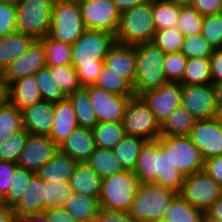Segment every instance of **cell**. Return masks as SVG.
Listing matches in <instances>:
<instances>
[{
	"instance_id": "obj_37",
	"label": "cell",
	"mask_w": 222,
	"mask_h": 222,
	"mask_svg": "<svg viewBox=\"0 0 222 222\" xmlns=\"http://www.w3.org/2000/svg\"><path fill=\"white\" fill-rule=\"evenodd\" d=\"M180 7V5L167 0H152V17L156 31L176 27Z\"/></svg>"
},
{
	"instance_id": "obj_61",
	"label": "cell",
	"mask_w": 222,
	"mask_h": 222,
	"mask_svg": "<svg viewBox=\"0 0 222 222\" xmlns=\"http://www.w3.org/2000/svg\"><path fill=\"white\" fill-rule=\"evenodd\" d=\"M8 95V84L3 77L0 76V106L8 102Z\"/></svg>"
},
{
	"instance_id": "obj_58",
	"label": "cell",
	"mask_w": 222,
	"mask_h": 222,
	"mask_svg": "<svg viewBox=\"0 0 222 222\" xmlns=\"http://www.w3.org/2000/svg\"><path fill=\"white\" fill-rule=\"evenodd\" d=\"M206 222H222V194L205 212Z\"/></svg>"
},
{
	"instance_id": "obj_1",
	"label": "cell",
	"mask_w": 222,
	"mask_h": 222,
	"mask_svg": "<svg viewBox=\"0 0 222 222\" xmlns=\"http://www.w3.org/2000/svg\"><path fill=\"white\" fill-rule=\"evenodd\" d=\"M115 42V35L110 32L86 29L71 45V65L77 70L82 87L95 84L104 59Z\"/></svg>"
},
{
	"instance_id": "obj_34",
	"label": "cell",
	"mask_w": 222,
	"mask_h": 222,
	"mask_svg": "<svg viewBox=\"0 0 222 222\" xmlns=\"http://www.w3.org/2000/svg\"><path fill=\"white\" fill-rule=\"evenodd\" d=\"M144 139L126 135L113 149V153L120 162L123 170L134 171L139 151Z\"/></svg>"
},
{
	"instance_id": "obj_10",
	"label": "cell",
	"mask_w": 222,
	"mask_h": 222,
	"mask_svg": "<svg viewBox=\"0 0 222 222\" xmlns=\"http://www.w3.org/2000/svg\"><path fill=\"white\" fill-rule=\"evenodd\" d=\"M179 194L194 208L206 212L222 194V186L202 170L184 177Z\"/></svg>"
},
{
	"instance_id": "obj_64",
	"label": "cell",
	"mask_w": 222,
	"mask_h": 222,
	"mask_svg": "<svg viewBox=\"0 0 222 222\" xmlns=\"http://www.w3.org/2000/svg\"><path fill=\"white\" fill-rule=\"evenodd\" d=\"M180 6L191 5L193 0H167Z\"/></svg>"
},
{
	"instance_id": "obj_18",
	"label": "cell",
	"mask_w": 222,
	"mask_h": 222,
	"mask_svg": "<svg viewBox=\"0 0 222 222\" xmlns=\"http://www.w3.org/2000/svg\"><path fill=\"white\" fill-rule=\"evenodd\" d=\"M23 129L31 135L50 136L54 121V103L40 101L21 110Z\"/></svg>"
},
{
	"instance_id": "obj_17",
	"label": "cell",
	"mask_w": 222,
	"mask_h": 222,
	"mask_svg": "<svg viewBox=\"0 0 222 222\" xmlns=\"http://www.w3.org/2000/svg\"><path fill=\"white\" fill-rule=\"evenodd\" d=\"M45 66V50L42 42L36 39L24 54L10 63L2 77L9 86L18 79L35 75Z\"/></svg>"
},
{
	"instance_id": "obj_19",
	"label": "cell",
	"mask_w": 222,
	"mask_h": 222,
	"mask_svg": "<svg viewBox=\"0 0 222 222\" xmlns=\"http://www.w3.org/2000/svg\"><path fill=\"white\" fill-rule=\"evenodd\" d=\"M104 65L133 86L136 77L135 45H122L115 42L104 59Z\"/></svg>"
},
{
	"instance_id": "obj_12",
	"label": "cell",
	"mask_w": 222,
	"mask_h": 222,
	"mask_svg": "<svg viewBox=\"0 0 222 222\" xmlns=\"http://www.w3.org/2000/svg\"><path fill=\"white\" fill-rule=\"evenodd\" d=\"M85 88L88 90L98 123L123 122L126 106L132 96L115 94L94 85Z\"/></svg>"
},
{
	"instance_id": "obj_53",
	"label": "cell",
	"mask_w": 222,
	"mask_h": 222,
	"mask_svg": "<svg viewBox=\"0 0 222 222\" xmlns=\"http://www.w3.org/2000/svg\"><path fill=\"white\" fill-rule=\"evenodd\" d=\"M18 165L13 162L0 161V192L5 197L9 192L13 172Z\"/></svg>"
},
{
	"instance_id": "obj_6",
	"label": "cell",
	"mask_w": 222,
	"mask_h": 222,
	"mask_svg": "<svg viewBox=\"0 0 222 222\" xmlns=\"http://www.w3.org/2000/svg\"><path fill=\"white\" fill-rule=\"evenodd\" d=\"M55 0H19L16 4L17 31L39 40L49 34Z\"/></svg>"
},
{
	"instance_id": "obj_49",
	"label": "cell",
	"mask_w": 222,
	"mask_h": 222,
	"mask_svg": "<svg viewBox=\"0 0 222 222\" xmlns=\"http://www.w3.org/2000/svg\"><path fill=\"white\" fill-rule=\"evenodd\" d=\"M46 209L62 207L72 195L69 182L46 183Z\"/></svg>"
},
{
	"instance_id": "obj_20",
	"label": "cell",
	"mask_w": 222,
	"mask_h": 222,
	"mask_svg": "<svg viewBox=\"0 0 222 222\" xmlns=\"http://www.w3.org/2000/svg\"><path fill=\"white\" fill-rule=\"evenodd\" d=\"M45 181L35 174L24 190L22 198L13 207L16 216H28L46 210Z\"/></svg>"
},
{
	"instance_id": "obj_8",
	"label": "cell",
	"mask_w": 222,
	"mask_h": 222,
	"mask_svg": "<svg viewBox=\"0 0 222 222\" xmlns=\"http://www.w3.org/2000/svg\"><path fill=\"white\" fill-rule=\"evenodd\" d=\"M123 126L126 135L140 137L145 141L161 137L160 124L141 96L130 97L123 117Z\"/></svg>"
},
{
	"instance_id": "obj_47",
	"label": "cell",
	"mask_w": 222,
	"mask_h": 222,
	"mask_svg": "<svg viewBox=\"0 0 222 222\" xmlns=\"http://www.w3.org/2000/svg\"><path fill=\"white\" fill-rule=\"evenodd\" d=\"M214 48L209 44V42L202 36V34H197L193 36L184 37L182 43L181 53L187 59L193 58H209L213 52Z\"/></svg>"
},
{
	"instance_id": "obj_4",
	"label": "cell",
	"mask_w": 222,
	"mask_h": 222,
	"mask_svg": "<svg viewBox=\"0 0 222 222\" xmlns=\"http://www.w3.org/2000/svg\"><path fill=\"white\" fill-rule=\"evenodd\" d=\"M155 31L152 0H148L141 5L121 12L115 40L122 45L152 42Z\"/></svg>"
},
{
	"instance_id": "obj_44",
	"label": "cell",
	"mask_w": 222,
	"mask_h": 222,
	"mask_svg": "<svg viewBox=\"0 0 222 222\" xmlns=\"http://www.w3.org/2000/svg\"><path fill=\"white\" fill-rule=\"evenodd\" d=\"M29 133L22 129L0 143V161L16 163L24 149Z\"/></svg>"
},
{
	"instance_id": "obj_59",
	"label": "cell",
	"mask_w": 222,
	"mask_h": 222,
	"mask_svg": "<svg viewBox=\"0 0 222 222\" xmlns=\"http://www.w3.org/2000/svg\"><path fill=\"white\" fill-rule=\"evenodd\" d=\"M120 12L141 5L148 0H112Z\"/></svg>"
},
{
	"instance_id": "obj_2",
	"label": "cell",
	"mask_w": 222,
	"mask_h": 222,
	"mask_svg": "<svg viewBox=\"0 0 222 222\" xmlns=\"http://www.w3.org/2000/svg\"><path fill=\"white\" fill-rule=\"evenodd\" d=\"M136 77L133 92L140 96L146 91L157 89L168 83L164 71L165 53L153 42L135 45Z\"/></svg>"
},
{
	"instance_id": "obj_35",
	"label": "cell",
	"mask_w": 222,
	"mask_h": 222,
	"mask_svg": "<svg viewBox=\"0 0 222 222\" xmlns=\"http://www.w3.org/2000/svg\"><path fill=\"white\" fill-rule=\"evenodd\" d=\"M95 147L111 149L126 136L123 122L98 123L93 129Z\"/></svg>"
},
{
	"instance_id": "obj_15",
	"label": "cell",
	"mask_w": 222,
	"mask_h": 222,
	"mask_svg": "<svg viewBox=\"0 0 222 222\" xmlns=\"http://www.w3.org/2000/svg\"><path fill=\"white\" fill-rule=\"evenodd\" d=\"M203 160L222 155V127L215 118L197 120L188 134Z\"/></svg>"
},
{
	"instance_id": "obj_22",
	"label": "cell",
	"mask_w": 222,
	"mask_h": 222,
	"mask_svg": "<svg viewBox=\"0 0 222 222\" xmlns=\"http://www.w3.org/2000/svg\"><path fill=\"white\" fill-rule=\"evenodd\" d=\"M78 123L72 102L67 98L54 103V121L49 138L59 147Z\"/></svg>"
},
{
	"instance_id": "obj_66",
	"label": "cell",
	"mask_w": 222,
	"mask_h": 222,
	"mask_svg": "<svg viewBox=\"0 0 222 222\" xmlns=\"http://www.w3.org/2000/svg\"><path fill=\"white\" fill-rule=\"evenodd\" d=\"M11 222H26V216L21 217V216H14L11 220Z\"/></svg>"
},
{
	"instance_id": "obj_16",
	"label": "cell",
	"mask_w": 222,
	"mask_h": 222,
	"mask_svg": "<svg viewBox=\"0 0 222 222\" xmlns=\"http://www.w3.org/2000/svg\"><path fill=\"white\" fill-rule=\"evenodd\" d=\"M59 151L49 136L29 134L17 162L18 167L37 172Z\"/></svg>"
},
{
	"instance_id": "obj_69",
	"label": "cell",
	"mask_w": 222,
	"mask_h": 222,
	"mask_svg": "<svg viewBox=\"0 0 222 222\" xmlns=\"http://www.w3.org/2000/svg\"><path fill=\"white\" fill-rule=\"evenodd\" d=\"M6 205L5 202V197L3 196V194L0 192V207Z\"/></svg>"
},
{
	"instance_id": "obj_46",
	"label": "cell",
	"mask_w": 222,
	"mask_h": 222,
	"mask_svg": "<svg viewBox=\"0 0 222 222\" xmlns=\"http://www.w3.org/2000/svg\"><path fill=\"white\" fill-rule=\"evenodd\" d=\"M203 16L191 5L180 7L177 28L185 37L202 34Z\"/></svg>"
},
{
	"instance_id": "obj_21",
	"label": "cell",
	"mask_w": 222,
	"mask_h": 222,
	"mask_svg": "<svg viewBox=\"0 0 222 222\" xmlns=\"http://www.w3.org/2000/svg\"><path fill=\"white\" fill-rule=\"evenodd\" d=\"M134 174L140 184L155 183L159 172V140L145 141L140 148Z\"/></svg>"
},
{
	"instance_id": "obj_70",
	"label": "cell",
	"mask_w": 222,
	"mask_h": 222,
	"mask_svg": "<svg viewBox=\"0 0 222 222\" xmlns=\"http://www.w3.org/2000/svg\"><path fill=\"white\" fill-rule=\"evenodd\" d=\"M55 1H60V2H70V3H80L83 0H55Z\"/></svg>"
},
{
	"instance_id": "obj_28",
	"label": "cell",
	"mask_w": 222,
	"mask_h": 222,
	"mask_svg": "<svg viewBox=\"0 0 222 222\" xmlns=\"http://www.w3.org/2000/svg\"><path fill=\"white\" fill-rule=\"evenodd\" d=\"M162 222H206L205 212L194 208L177 194L165 211Z\"/></svg>"
},
{
	"instance_id": "obj_32",
	"label": "cell",
	"mask_w": 222,
	"mask_h": 222,
	"mask_svg": "<svg viewBox=\"0 0 222 222\" xmlns=\"http://www.w3.org/2000/svg\"><path fill=\"white\" fill-rule=\"evenodd\" d=\"M86 163L101 179L123 171L120 162L111 149L95 147L94 152L90 155Z\"/></svg>"
},
{
	"instance_id": "obj_42",
	"label": "cell",
	"mask_w": 222,
	"mask_h": 222,
	"mask_svg": "<svg viewBox=\"0 0 222 222\" xmlns=\"http://www.w3.org/2000/svg\"><path fill=\"white\" fill-rule=\"evenodd\" d=\"M184 37L177 27H172L155 31L152 42L165 54L176 53L181 51Z\"/></svg>"
},
{
	"instance_id": "obj_38",
	"label": "cell",
	"mask_w": 222,
	"mask_h": 222,
	"mask_svg": "<svg viewBox=\"0 0 222 222\" xmlns=\"http://www.w3.org/2000/svg\"><path fill=\"white\" fill-rule=\"evenodd\" d=\"M45 50L46 66L71 65V45L54 40L48 35L39 39Z\"/></svg>"
},
{
	"instance_id": "obj_39",
	"label": "cell",
	"mask_w": 222,
	"mask_h": 222,
	"mask_svg": "<svg viewBox=\"0 0 222 222\" xmlns=\"http://www.w3.org/2000/svg\"><path fill=\"white\" fill-rule=\"evenodd\" d=\"M94 86L122 96H134L133 86L119 74L110 71L105 65Z\"/></svg>"
},
{
	"instance_id": "obj_27",
	"label": "cell",
	"mask_w": 222,
	"mask_h": 222,
	"mask_svg": "<svg viewBox=\"0 0 222 222\" xmlns=\"http://www.w3.org/2000/svg\"><path fill=\"white\" fill-rule=\"evenodd\" d=\"M35 40L34 37L18 31L0 37V69L4 71L12 61L24 54Z\"/></svg>"
},
{
	"instance_id": "obj_25",
	"label": "cell",
	"mask_w": 222,
	"mask_h": 222,
	"mask_svg": "<svg viewBox=\"0 0 222 222\" xmlns=\"http://www.w3.org/2000/svg\"><path fill=\"white\" fill-rule=\"evenodd\" d=\"M78 161L58 151L36 174L46 183L69 182Z\"/></svg>"
},
{
	"instance_id": "obj_11",
	"label": "cell",
	"mask_w": 222,
	"mask_h": 222,
	"mask_svg": "<svg viewBox=\"0 0 222 222\" xmlns=\"http://www.w3.org/2000/svg\"><path fill=\"white\" fill-rule=\"evenodd\" d=\"M79 5L86 29L103 30L116 35L121 12L112 0H83Z\"/></svg>"
},
{
	"instance_id": "obj_26",
	"label": "cell",
	"mask_w": 222,
	"mask_h": 222,
	"mask_svg": "<svg viewBox=\"0 0 222 222\" xmlns=\"http://www.w3.org/2000/svg\"><path fill=\"white\" fill-rule=\"evenodd\" d=\"M101 181L102 179L86 162H78L69 184L73 193L98 200L101 192Z\"/></svg>"
},
{
	"instance_id": "obj_30",
	"label": "cell",
	"mask_w": 222,
	"mask_h": 222,
	"mask_svg": "<svg viewBox=\"0 0 222 222\" xmlns=\"http://www.w3.org/2000/svg\"><path fill=\"white\" fill-rule=\"evenodd\" d=\"M196 121L180 104L160 125L161 136H188Z\"/></svg>"
},
{
	"instance_id": "obj_24",
	"label": "cell",
	"mask_w": 222,
	"mask_h": 222,
	"mask_svg": "<svg viewBox=\"0 0 222 222\" xmlns=\"http://www.w3.org/2000/svg\"><path fill=\"white\" fill-rule=\"evenodd\" d=\"M8 92V101L20 111L43 100L34 75L12 82Z\"/></svg>"
},
{
	"instance_id": "obj_60",
	"label": "cell",
	"mask_w": 222,
	"mask_h": 222,
	"mask_svg": "<svg viewBox=\"0 0 222 222\" xmlns=\"http://www.w3.org/2000/svg\"><path fill=\"white\" fill-rule=\"evenodd\" d=\"M14 216L13 207L6 205L0 207V222H11Z\"/></svg>"
},
{
	"instance_id": "obj_51",
	"label": "cell",
	"mask_w": 222,
	"mask_h": 222,
	"mask_svg": "<svg viewBox=\"0 0 222 222\" xmlns=\"http://www.w3.org/2000/svg\"><path fill=\"white\" fill-rule=\"evenodd\" d=\"M17 31V11L15 4H0V37Z\"/></svg>"
},
{
	"instance_id": "obj_5",
	"label": "cell",
	"mask_w": 222,
	"mask_h": 222,
	"mask_svg": "<svg viewBox=\"0 0 222 222\" xmlns=\"http://www.w3.org/2000/svg\"><path fill=\"white\" fill-rule=\"evenodd\" d=\"M140 183L133 171L123 170L101 181L100 208L128 211Z\"/></svg>"
},
{
	"instance_id": "obj_9",
	"label": "cell",
	"mask_w": 222,
	"mask_h": 222,
	"mask_svg": "<svg viewBox=\"0 0 222 222\" xmlns=\"http://www.w3.org/2000/svg\"><path fill=\"white\" fill-rule=\"evenodd\" d=\"M158 140L161 147L169 152L172 165L184 177L203 170L201 153L188 136H161Z\"/></svg>"
},
{
	"instance_id": "obj_63",
	"label": "cell",
	"mask_w": 222,
	"mask_h": 222,
	"mask_svg": "<svg viewBox=\"0 0 222 222\" xmlns=\"http://www.w3.org/2000/svg\"><path fill=\"white\" fill-rule=\"evenodd\" d=\"M26 222H47V218L42 212L26 216Z\"/></svg>"
},
{
	"instance_id": "obj_68",
	"label": "cell",
	"mask_w": 222,
	"mask_h": 222,
	"mask_svg": "<svg viewBox=\"0 0 222 222\" xmlns=\"http://www.w3.org/2000/svg\"><path fill=\"white\" fill-rule=\"evenodd\" d=\"M19 0H0V4H17Z\"/></svg>"
},
{
	"instance_id": "obj_40",
	"label": "cell",
	"mask_w": 222,
	"mask_h": 222,
	"mask_svg": "<svg viewBox=\"0 0 222 222\" xmlns=\"http://www.w3.org/2000/svg\"><path fill=\"white\" fill-rule=\"evenodd\" d=\"M22 129L21 111L9 101L0 106V143Z\"/></svg>"
},
{
	"instance_id": "obj_13",
	"label": "cell",
	"mask_w": 222,
	"mask_h": 222,
	"mask_svg": "<svg viewBox=\"0 0 222 222\" xmlns=\"http://www.w3.org/2000/svg\"><path fill=\"white\" fill-rule=\"evenodd\" d=\"M181 105L196 120L215 118L218 106L212 83L204 85H182Z\"/></svg>"
},
{
	"instance_id": "obj_36",
	"label": "cell",
	"mask_w": 222,
	"mask_h": 222,
	"mask_svg": "<svg viewBox=\"0 0 222 222\" xmlns=\"http://www.w3.org/2000/svg\"><path fill=\"white\" fill-rule=\"evenodd\" d=\"M212 83L209 58L188 59L181 85H204Z\"/></svg>"
},
{
	"instance_id": "obj_41",
	"label": "cell",
	"mask_w": 222,
	"mask_h": 222,
	"mask_svg": "<svg viewBox=\"0 0 222 222\" xmlns=\"http://www.w3.org/2000/svg\"><path fill=\"white\" fill-rule=\"evenodd\" d=\"M34 76L44 101L55 103L68 98L62 88L53 80L48 66L42 67Z\"/></svg>"
},
{
	"instance_id": "obj_45",
	"label": "cell",
	"mask_w": 222,
	"mask_h": 222,
	"mask_svg": "<svg viewBox=\"0 0 222 222\" xmlns=\"http://www.w3.org/2000/svg\"><path fill=\"white\" fill-rule=\"evenodd\" d=\"M36 173L21 167H16L13 172V180L9 192L5 196L6 206L14 207L22 198L24 190Z\"/></svg>"
},
{
	"instance_id": "obj_7",
	"label": "cell",
	"mask_w": 222,
	"mask_h": 222,
	"mask_svg": "<svg viewBox=\"0 0 222 222\" xmlns=\"http://www.w3.org/2000/svg\"><path fill=\"white\" fill-rule=\"evenodd\" d=\"M85 30L79 3L54 1L50 38L72 45Z\"/></svg>"
},
{
	"instance_id": "obj_57",
	"label": "cell",
	"mask_w": 222,
	"mask_h": 222,
	"mask_svg": "<svg viewBox=\"0 0 222 222\" xmlns=\"http://www.w3.org/2000/svg\"><path fill=\"white\" fill-rule=\"evenodd\" d=\"M209 59L211 65L212 83L222 81V49L214 50Z\"/></svg>"
},
{
	"instance_id": "obj_23",
	"label": "cell",
	"mask_w": 222,
	"mask_h": 222,
	"mask_svg": "<svg viewBox=\"0 0 222 222\" xmlns=\"http://www.w3.org/2000/svg\"><path fill=\"white\" fill-rule=\"evenodd\" d=\"M95 140L93 131L78 127L59 146V151L69 155L78 162H86L94 152Z\"/></svg>"
},
{
	"instance_id": "obj_56",
	"label": "cell",
	"mask_w": 222,
	"mask_h": 222,
	"mask_svg": "<svg viewBox=\"0 0 222 222\" xmlns=\"http://www.w3.org/2000/svg\"><path fill=\"white\" fill-rule=\"evenodd\" d=\"M47 222H78L63 207L48 208L43 211Z\"/></svg>"
},
{
	"instance_id": "obj_14",
	"label": "cell",
	"mask_w": 222,
	"mask_h": 222,
	"mask_svg": "<svg viewBox=\"0 0 222 222\" xmlns=\"http://www.w3.org/2000/svg\"><path fill=\"white\" fill-rule=\"evenodd\" d=\"M182 85L168 82L157 89L149 90L140 96L154 113L156 121L161 125L181 104Z\"/></svg>"
},
{
	"instance_id": "obj_67",
	"label": "cell",
	"mask_w": 222,
	"mask_h": 222,
	"mask_svg": "<svg viewBox=\"0 0 222 222\" xmlns=\"http://www.w3.org/2000/svg\"><path fill=\"white\" fill-rule=\"evenodd\" d=\"M82 222H101V219L98 215H96V216L91 217V218L84 220Z\"/></svg>"
},
{
	"instance_id": "obj_3",
	"label": "cell",
	"mask_w": 222,
	"mask_h": 222,
	"mask_svg": "<svg viewBox=\"0 0 222 222\" xmlns=\"http://www.w3.org/2000/svg\"><path fill=\"white\" fill-rule=\"evenodd\" d=\"M157 184H140L128 214L136 222H162L165 211L177 195Z\"/></svg>"
},
{
	"instance_id": "obj_52",
	"label": "cell",
	"mask_w": 222,
	"mask_h": 222,
	"mask_svg": "<svg viewBox=\"0 0 222 222\" xmlns=\"http://www.w3.org/2000/svg\"><path fill=\"white\" fill-rule=\"evenodd\" d=\"M191 6L203 17L222 13V0H193Z\"/></svg>"
},
{
	"instance_id": "obj_50",
	"label": "cell",
	"mask_w": 222,
	"mask_h": 222,
	"mask_svg": "<svg viewBox=\"0 0 222 222\" xmlns=\"http://www.w3.org/2000/svg\"><path fill=\"white\" fill-rule=\"evenodd\" d=\"M187 60L181 52L165 55L163 67L168 82H182Z\"/></svg>"
},
{
	"instance_id": "obj_71",
	"label": "cell",
	"mask_w": 222,
	"mask_h": 222,
	"mask_svg": "<svg viewBox=\"0 0 222 222\" xmlns=\"http://www.w3.org/2000/svg\"><path fill=\"white\" fill-rule=\"evenodd\" d=\"M3 75V71L0 69V76H2Z\"/></svg>"
},
{
	"instance_id": "obj_31",
	"label": "cell",
	"mask_w": 222,
	"mask_h": 222,
	"mask_svg": "<svg viewBox=\"0 0 222 222\" xmlns=\"http://www.w3.org/2000/svg\"><path fill=\"white\" fill-rule=\"evenodd\" d=\"M184 175L172 165L169 152H166L159 141V172L158 178L154 184L171 189L180 193Z\"/></svg>"
},
{
	"instance_id": "obj_55",
	"label": "cell",
	"mask_w": 222,
	"mask_h": 222,
	"mask_svg": "<svg viewBox=\"0 0 222 222\" xmlns=\"http://www.w3.org/2000/svg\"><path fill=\"white\" fill-rule=\"evenodd\" d=\"M203 170L222 186V155L206 159Z\"/></svg>"
},
{
	"instance_id": "obj_62",
	"label": "cell",
	"mask_w": 222,
	"mask_h": 222,
	"mask_svg": "<svg viewBox=\"0 0 222 222\" xmlns=\"http://www.w3.org/2000/svg\"><path fill=\"white\" fill-rule=\"evenodd\" d=\"M218 108H222V81L212 83Z\"/></svg>"
},
{
	"instance_id": "obj_54",
	"label": "cell",
	"mask_w": 222,
	"mask_h": 222,
	"mask_svg": "<svg viewBox=\"0 0 222 222\" xmlns=\"http://www.w3.org/2000/svg\"><path fill=\"white\" fill-rule=\"evenodd\" d=\"M97 215L101 222H136L127 211L100 208Z\"/></svg>"
},
{
	"instance_id": "obj_65",
	"label": "cell",
	"mask_w": 222,
	"mask_h": 222,
	"mask_svg": "<svg viewBox=\"0 0 222 222\" xmlns=\"http://www.w3.org/2000/svg\"><path fill=\"white\" fill-rule=\"evenodd\" d=\"M215 120L222 127V108L217 109V112H216V115H215Z\"/></svg>"
},
{
	"instance_id": "obj_48",
	"label": "cell",
	"mask_w": 222,
	"mask_h": 222,
	"mask_svg": "<svg viewBox=\"0 0 222 222\" xmlns=\"http://www.w3.org/2000/svg\"><path fill=\"white\" fill-rule=\"evenodd\" d=\"M202 36L215 49H222V13L203 17Z\"/></svg>"
},
{
	"instance_id": "obj_43",
	"label": "cell",
	"mask_w": 222,
	"mask_h": 222,
	"mask_svg": "<svg viewBox=\"0 0 222 222\" xmlns=\"http://www.w3.org/2000/svg\"><path fill=\"white\" fill-rule=\"evenodd\" d=\"M53 80L62 88L67 96L82 87L77 70L72 65L48 66Z\"/></svg>"
},
{
	"instance_id": "obj_33",
	"label": "cell",
	"mask_w": 222,
	"mask_h": 222,
	"mask_svg": "<svg viewBox=\"0 0 222 222\" xmlns=\"http://www.w3.org/2000/svg\"><path fill=\"white\" fill-rule=\"evenodd\" d=\"M62 207L78 222L96 216L100 209L97 199L76 193H72Z\"/></svg>"
},
{
	"instance_id": "obj_29",
	"label": "cell",
	"mask_w": 222,
	"mask_h": 222,
	"mask_svg": "<svg viewBox=\"0 0 222 222\" xmlns=\"http://www.w3.org/2000/svg\"><path fill=\"white\" fill-rule=\"evenodd\" d=\"M68 99L73 104L78 126L92 130L98 124V120L93 110L88 90L85 87H81L71 93Z\"/></svg>"
}]
</instances>
